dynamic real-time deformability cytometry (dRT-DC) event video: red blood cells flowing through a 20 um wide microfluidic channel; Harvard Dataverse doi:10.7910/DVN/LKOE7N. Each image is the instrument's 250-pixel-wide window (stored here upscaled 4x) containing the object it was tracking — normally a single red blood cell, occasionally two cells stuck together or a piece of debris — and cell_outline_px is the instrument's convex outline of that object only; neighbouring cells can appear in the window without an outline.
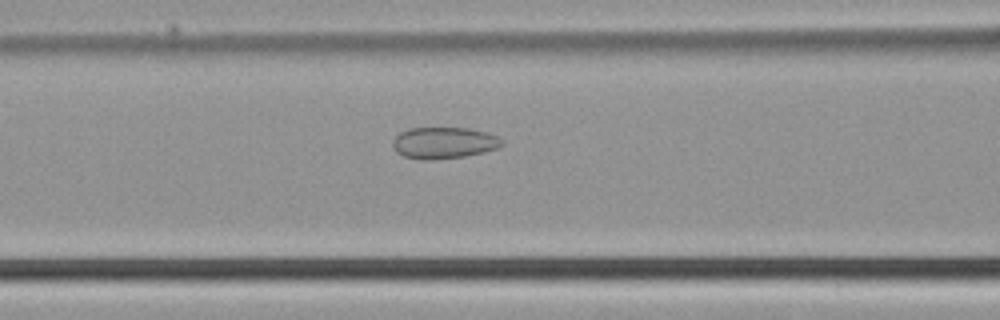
{"species": "common noctule bat (a hibernating species)", "species_latin": "Nyctalus noctula", "temperature_condition": "cold", "stored_images_in_passage": 47, "camera_frame_rate_fps": 3000, "um_per_image_px": 0.085, "animal": {"sex": "male", "body_mass_g": 21.5, "forearm_length_mm": 52.0}, "frame": {"image": 1, "passage_image": 20, "time_ms": 6.333, "image_size_px": [1000, 320], "cell_outline_px": [[504, 144], [500, 148], [484, 152], [464, 156], [432, 160], [424, 160], [404, 156], [396, 152], [392, 148], [392, 140], [400, 132], [408, 128], [468, 128], [488, 132], [504, 140]], "centroid_in_image_um": [37.74, 12.14], "position_along_channel_um": 128.9, "area_um2": 20.29}}
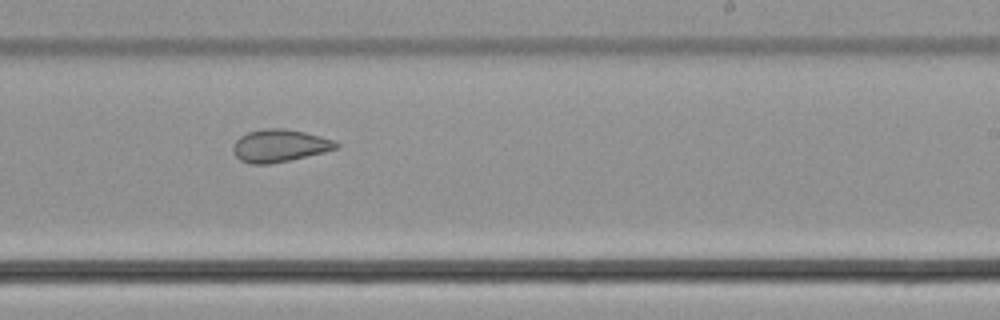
{"frame": {"image": 2, "passage_image": 30, "time_ms": 9.667, "image_size_px": [1000, 320], "cell_outline_px": [[340, 148], [324, 152], [288, 160], [268, 164], [252, 164], [240, 160], [236, 156], [232, 148], [232, 144], [240, 136], [248, 132], [264, 128], [284, 128], [304, 132], [336, 140], [340, 144]], "centroid_in_image_um": [23.78, 12.37], "position_along_channel_um": 265.2, "area_um2": 19.59}}
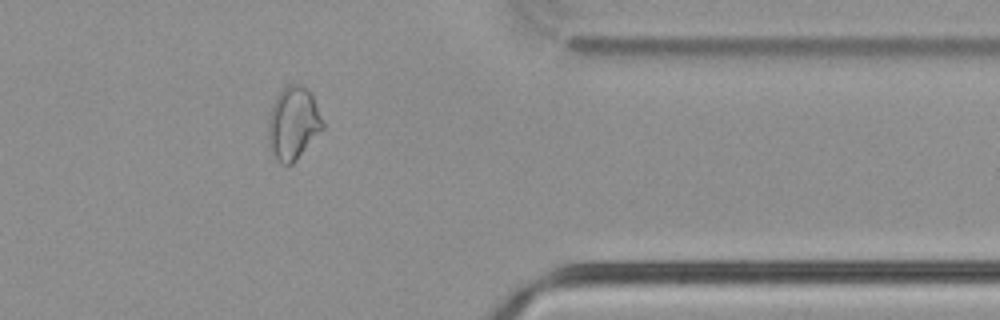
{"frame": {"image": 3, "passage_image": 40, "time_ms": 13.0, "image_size_px": [1000, 320], "cell_outline_px": [[324, 128], [296, 160], [292, 164], [280, 164], [272, 152], [268, 144], [268, 116], [272, 104], [276, 96], [288, 84], [300, 84], [308, 88], [324, 120]], "centroid_in_image_um": [24.92, 10.47], "position_along_channel_um": 386.5, "area_um2": 23.29}}